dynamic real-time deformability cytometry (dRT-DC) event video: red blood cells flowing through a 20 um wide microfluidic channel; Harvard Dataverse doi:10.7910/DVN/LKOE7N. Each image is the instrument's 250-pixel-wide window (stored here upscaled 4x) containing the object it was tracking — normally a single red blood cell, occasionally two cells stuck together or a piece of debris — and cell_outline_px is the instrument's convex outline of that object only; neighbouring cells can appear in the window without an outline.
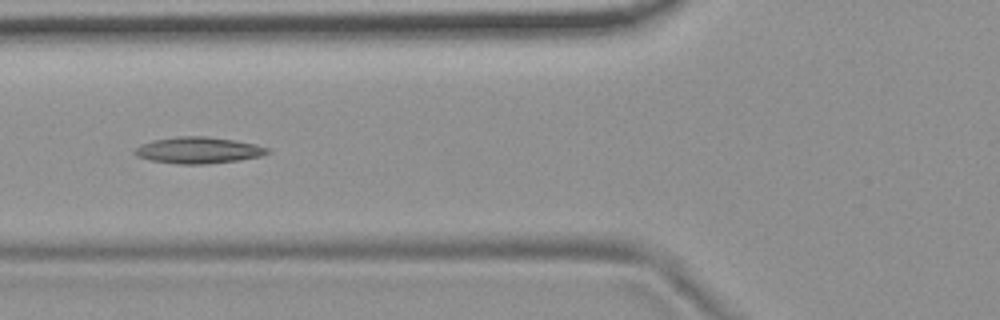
{"species": "common noctule bat (a hibernating species)", "species_latin": "Nyctalus noctula", "temperature_condition": "room temperature", "stored_images_in_passage": 5, "camera_frame_rate_fps": 3000, "um_per_image_px": 0.085, "animal": {"sex": "female", "body_mass_g": 19.9}, "frame": {"image": 1, "passage_image": 5, "time_ms": 4.667, "image_size_px": [1000, 320], "cell_outline_px": [[272, 152], [260, 156], [240, 160], [208, 164], [180, 164], [152, 160], [136, 156], [132, 152], [136, 148], [152, 140], [176, 136], [208, 136], [236, 140], [256, 144], [268, 148]], "centroid_in_image_um": [16.9, 12.76], "position_along_channel_um": 108.9, "area_um2": 20.52}}